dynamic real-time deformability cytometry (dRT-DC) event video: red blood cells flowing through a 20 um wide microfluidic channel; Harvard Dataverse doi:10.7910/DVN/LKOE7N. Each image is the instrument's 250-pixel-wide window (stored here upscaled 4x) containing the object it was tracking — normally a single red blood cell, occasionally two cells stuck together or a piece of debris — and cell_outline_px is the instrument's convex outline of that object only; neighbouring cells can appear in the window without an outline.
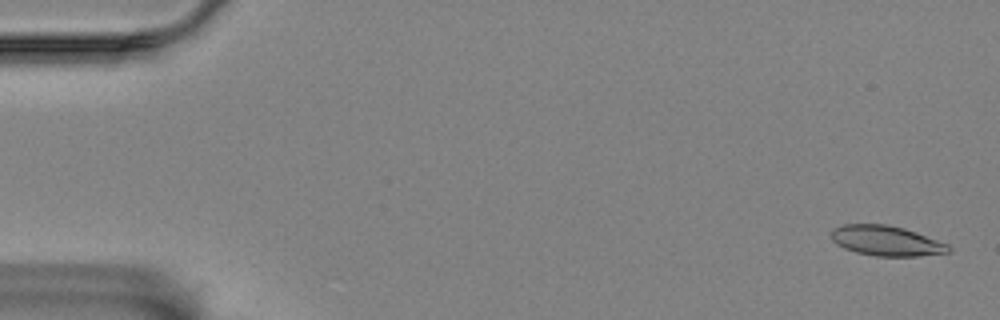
{"species": "Egyptian fruit bat (a non-hibernating species)", "species_latin": "Rousettus aegyptiacus", "temperature_condition": "room temperature", "stored_images_in_passage": 55, "camera_frame_rate_fps": 3000, "um_per_image_px": 0.085, "animal": {"sex": "female"}, "frame": {"image": 1, "passage_image": 2, "time_ms": 0.333, "image_size_px": [1000, 320], "cell_outline_px": [[952, 252], [920, 256], [876, 256], [856, 252], [844, 248], [836, 244], [832, 240], [832, 228], [844, 224], [888, 224], [904, 228], [916, 232], [948, 244], [952, 248]], "centroid_in_image_um": [75.35, 20.47], "position_along_channel_um": 9.6, "area_um2": 20.69}}
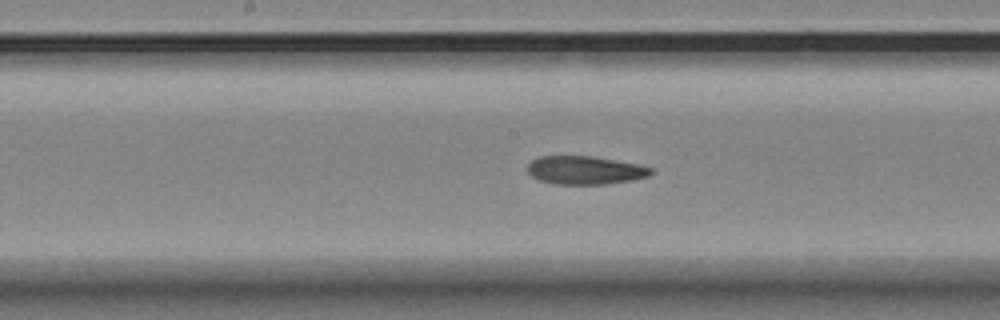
{"frame": {"image": 2, "passage_image": 30, "time_ms": 9.667, "image_size_px": [1000, 320], "cell_outline_px": [[656, 172], [648, 176], [632, 180], [608, 184], [552, 184], [540, 180], [532, 176], [528, 172], [528, 164], [532, 160], [540, 156], [592, 156], [640, 164], [652, 168]], "centroid_in_image_um": [49.77, 14.47], "position_along_channel_um": 198.4, "area_um2": 20.52}}
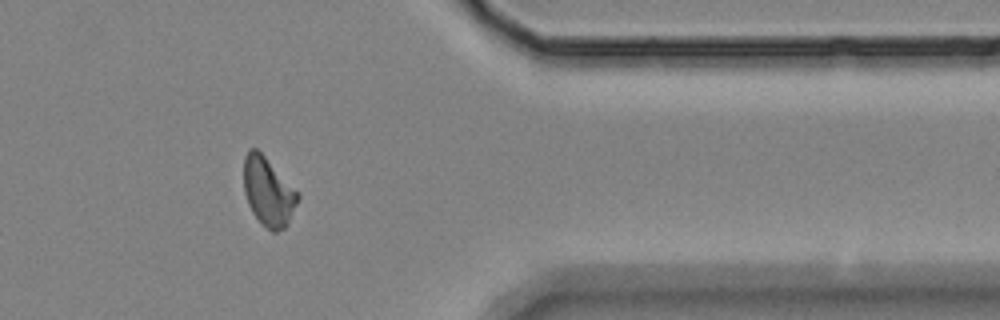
{"frame": {"image": 3, "passage_image": 48, "time_ms": 15.667, "image_size_px": [1000, 320], "cell_outline_px": [[300, 196], [288, 224], [284, 228], [276, 232], [272, 232], [252, 212], [248, 204], [244, 192], [244, 156], [248, 148], [256, 148], [300, 192]], "centroid_in_image_um": [22.81, 16.28], "position_along_channel_um": 388.6, "area_um2": 21.56}}